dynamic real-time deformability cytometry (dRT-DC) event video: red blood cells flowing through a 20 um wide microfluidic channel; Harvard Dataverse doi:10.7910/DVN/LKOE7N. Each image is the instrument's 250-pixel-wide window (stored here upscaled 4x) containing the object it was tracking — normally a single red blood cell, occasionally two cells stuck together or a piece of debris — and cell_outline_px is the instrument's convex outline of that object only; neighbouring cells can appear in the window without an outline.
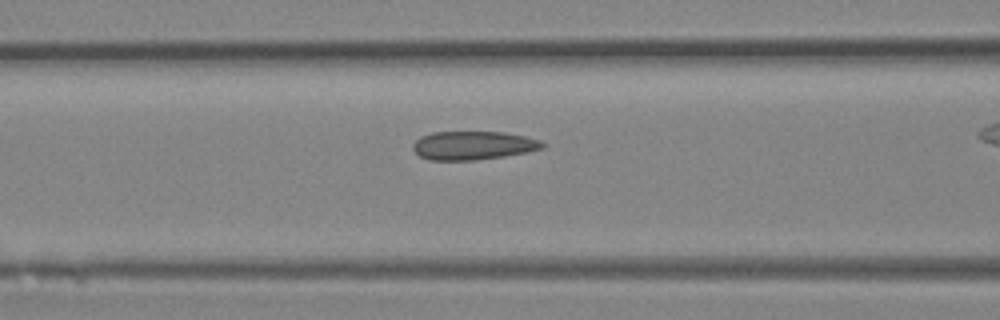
{"species": "Egyptian fruit bat (a non-hibernating species)", "species_latin": "Rousettus aegyptiacus", "temperature_condition": "room temperature", "stored_images_in_passage": 24, "camera_frame_rate_fps": 3000, "um_per_image_px": 0.085, "animal": {"sex": "female"}, "frame": {"image": 1, "passage_image": 9, "time_ms": 2.667, "image_size_px": [1000, 320], "cell_outline_px": [[544, 148], [528, 152], [504, 156], [476, 160], [428, 160], [420, 156], [412, 148], [412, 144], [420, 136], [432, 132], [504, 132], [524, 136], [540, 140], [544, 144]], "centroid_in_image_um": [40.2, 12.36], "position_along_channel_um": 126.4, "area_um2": 21.62}}
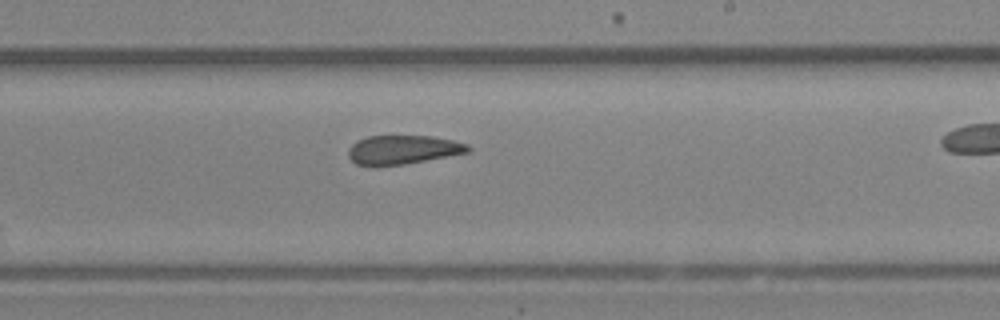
{"frame": {"image": 2, "passage_image": 16, "time_ms": 5.0, "image_size_px": [1000, 320], "cell_outline_px": [[472, 148], [468, 152], [404, 164], [356, 164], [348, 156], [348, 148], [352, 144], [368, 136], [432, 136], [452, 140], [468, 144]], "centroid_in_image_um": [34.27, 12.7], "position_along_channel_um": 254.7, "area_um2": 19.65}}
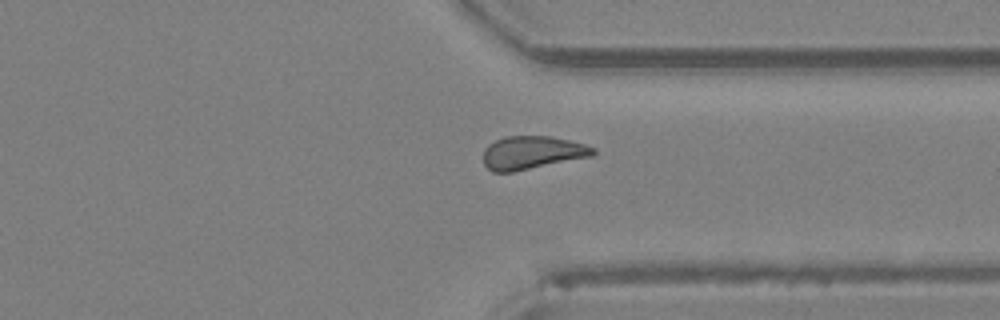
{"frame": {"image": 3, "passage_image": 22, "time_ms": 7.0, "image_size_px": [1000, 320], "cell_outline_px": [[596, 152], [592, 156], [512, 172], [492, 172], [484, 164], [484, 148], [488, 144], [504, 136], [552, 136], [584, 144], [596, 148]], "centroid_in_image_um": [45.22, 12.97], "position_along_channel_um": 366.2, "area_um2": 21.21}}